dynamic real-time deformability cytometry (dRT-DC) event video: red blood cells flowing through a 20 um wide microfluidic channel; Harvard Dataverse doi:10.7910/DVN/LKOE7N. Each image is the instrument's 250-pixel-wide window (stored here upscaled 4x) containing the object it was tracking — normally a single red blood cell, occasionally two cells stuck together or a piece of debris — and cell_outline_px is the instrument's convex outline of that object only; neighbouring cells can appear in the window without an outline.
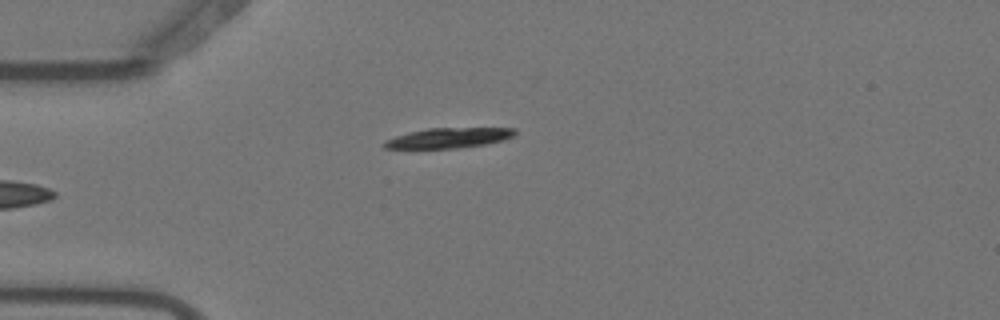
{"species": "Egyptian fruit bat (a non-hibernating species)", "species_latin": "Rousettus aegyptiacus", "temperature_condition": "warm", "stored_images_in_passage": 5, "camera_frame_rate_fps": 3000, "um_per_image_px": 0.085, "animal": {"sex": "female"}, "frame": {"image": 1, "passage_image": 5, "time_ms": 1.333, "image_size_px": [1000, 320], "cell_outline_px": [[516, 132], [512, 136], [504, 140], [484, 144], [456, 148], [384, 148], [380, 144], [384, 140], [408, 132], [428, 128], [516, 128]], "centroid_in_image_um": [38.09, 11.72], "position_along_channel_um": 46.9, "area_um2": 15.26}}